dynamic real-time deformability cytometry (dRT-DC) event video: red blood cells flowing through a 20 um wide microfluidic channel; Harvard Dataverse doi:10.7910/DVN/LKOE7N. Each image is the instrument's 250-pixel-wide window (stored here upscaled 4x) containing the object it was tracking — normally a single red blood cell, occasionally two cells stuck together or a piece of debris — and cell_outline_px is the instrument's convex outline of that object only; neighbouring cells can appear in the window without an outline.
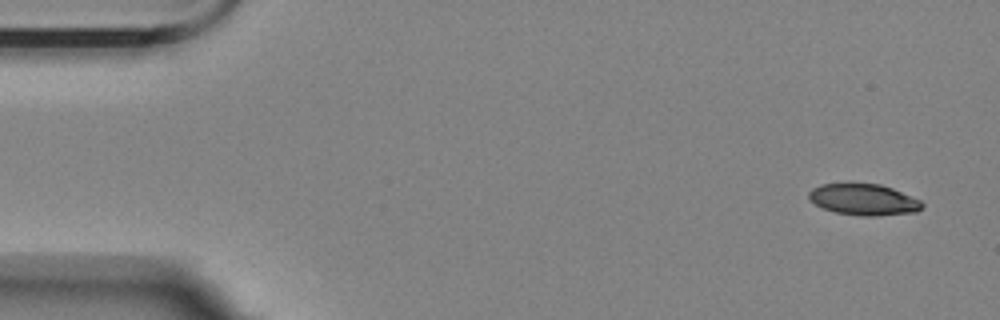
{"species": "Egyptian fruit bat (a non-hibernating species)", "species_latin": "Rousettus aegyptiacus", "temperature_condition": "room temperature", "stored_images_in_passage": 3, "camera_frame_rate_fps": 3000, "um_per_image_px": 0.085, "animal": {"sex": "female"}, "frame": {"image": 1, "passage_image": 1, "time_ms": 0.0, "image_size_px": [1000, 320], "cell_outline_px": [[924, 204], [916, 212], [876, 216], [860, 216], [836, 212], [824, 208], [808, 200], [808, 192], [812, 188], [820, 184], [848, 180], [880, 184], [892, 188], [920, 200]], "centroid_in_image_um": [73.34, 16.91], "position_along_channel_um": 11.7, "area_um2": 21.39}}